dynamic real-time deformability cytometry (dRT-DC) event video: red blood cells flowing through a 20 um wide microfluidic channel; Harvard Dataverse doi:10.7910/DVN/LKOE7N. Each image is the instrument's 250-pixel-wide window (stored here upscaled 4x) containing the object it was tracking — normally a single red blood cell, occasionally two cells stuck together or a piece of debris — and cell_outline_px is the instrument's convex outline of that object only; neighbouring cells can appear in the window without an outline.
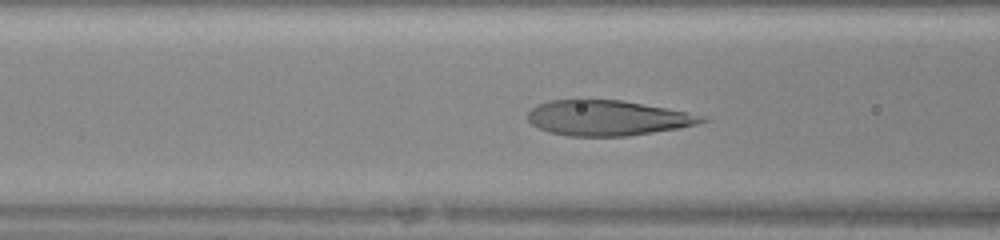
{"species": "human", "species_latin": "Homo sapiens", "temperature_condition": "warm", "stored_images_in_passage": 39, "camera_frame_rate_fps": 3000, "um_per_image_px": 0.085, "donor": {"sex": "female"}, "frame": {"image": 1, "passage_image": 17, "time_ms": 5.333, "image_size_px": [1000, 240], "cell_outline_px": [[708, 120], [696, 124], [680, 128], [628, 136], [568, 136], [548, 132], [532, 124], [528, 120], [528, 112], [536, 104], [548, 100], [576, 96], [624, 100], [684, 112]], "centroid_in_image_um": [51.48, 9.98], "position_along_channel_um": 115.1, "area_um2": 36.41}}
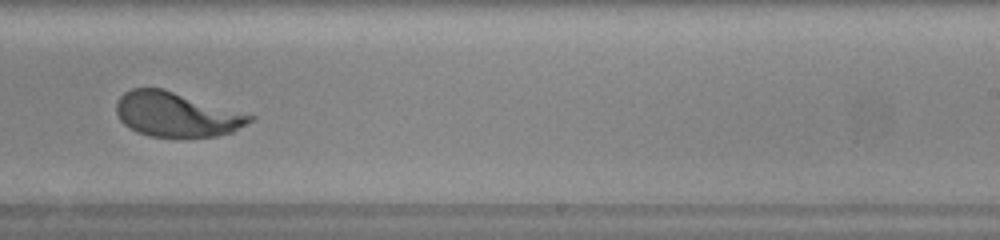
{"frame": {"image": 2, "passage_image": 28, "time_ms": 9.0, "image_size_px": [1000, 240], "cell_outline_px": [[256, 116], [252, 120], [232, 132], [216, 136], [148, 136], [136, 132], [124, 124], [120, 120], [116, 112], [116, 104], [120, 96], [124, 92], [132, 88], [164, 88]], "centroid_in_image_um": [14.97, 9.71], "position_along_channel_um": 274.0, "area_um2": 34.56}}